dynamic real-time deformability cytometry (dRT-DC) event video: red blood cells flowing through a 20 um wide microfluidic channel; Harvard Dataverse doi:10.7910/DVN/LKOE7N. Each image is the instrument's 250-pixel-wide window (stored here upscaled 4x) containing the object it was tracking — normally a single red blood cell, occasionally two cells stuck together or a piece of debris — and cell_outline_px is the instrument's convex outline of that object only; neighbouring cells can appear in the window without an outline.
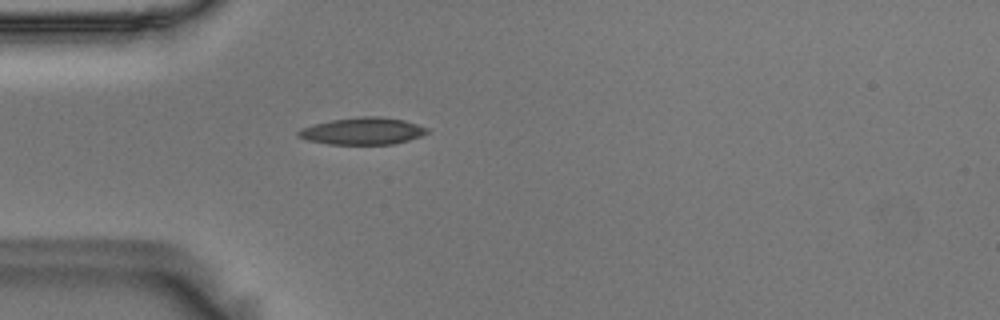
{"species": "Egyptian fruit bat (a non-hibernating species)", "species_latin": "Rousettus aegyptiacus", "temperature_condition": "room temperature", "stored_images_in_passage": 43, "camera_frame_rate_fps": 3000, "um_per_image_px": 0.085, "animal": {"sex": "male"}, "frame": {"image": 1, "passage_image": 4, "time_ms": 1.0, "image_size_px": [1000, 320], "cell_outline_px": [[428, 132], [420, 136], [408, 140], [392, 144], [328, 144], [308, 140], [296, 136], [296, 132], [300, 128], [332, 120], [360, 116], [380, 116], [404, 120], [428, 128]], "centroid_in_image_um": [30.8, 11.14], "position_along_channel_um": 54.2, "area_um2": 20.17}}
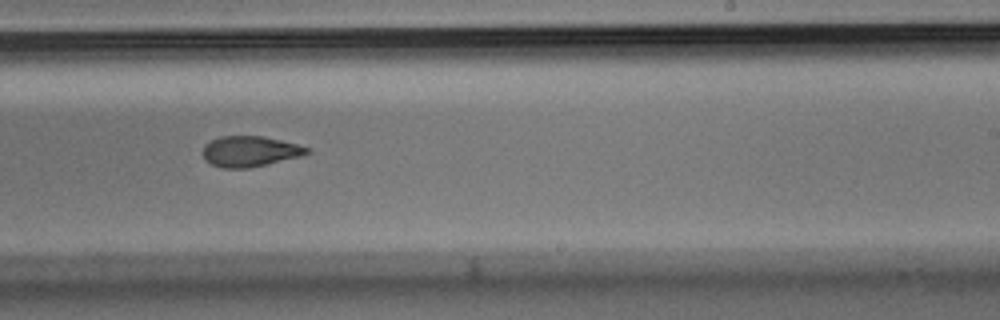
{"frame": {"image": 2, "passage_image": 22, "time_ms": 7.0, "image_size_px": [1000, 320], "cell_outline_px": [[312, 152], [304, 156], [248, 168], [220, 168], [204, 160], [204, 144], [220, 136], [264, 136], [312, 148]], "centroid_in_image_um": [21.29, 12.87], "position_along_channel_um": 267.7, "area_um2": 18.73}}
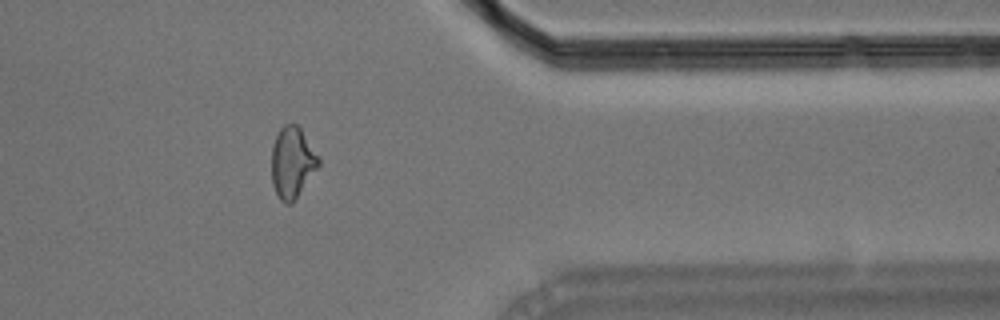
{"frame": {"image": 3, "passage_image": 33, "time_ms": 10.667, "image_size_px": [1000, 320], "cell_outline_px": [[320, 164], [292, 204], [284, 204], [280, 200], [272, 184], [272, 148], [276, 136], [280, 128], [284, 124], [296, 124], [300, 128], [320, 156]], "centroid_in_image_um": [24.85, 13.82], "position_along_channel_um": 386.5, "area_um2": 19.48}, "authors_computed_cell_mechanics": {"area_um2": 19.4786, "velocity_mm_per_s": 3.6514, "shape_relaxation_time_tau1_ms": 5.1885, "shape_relaxation_time_tau2_ms": 4.1627, "deformation_change_tau1": 0.1705, "deformation_change_tau2": 0.1207}}